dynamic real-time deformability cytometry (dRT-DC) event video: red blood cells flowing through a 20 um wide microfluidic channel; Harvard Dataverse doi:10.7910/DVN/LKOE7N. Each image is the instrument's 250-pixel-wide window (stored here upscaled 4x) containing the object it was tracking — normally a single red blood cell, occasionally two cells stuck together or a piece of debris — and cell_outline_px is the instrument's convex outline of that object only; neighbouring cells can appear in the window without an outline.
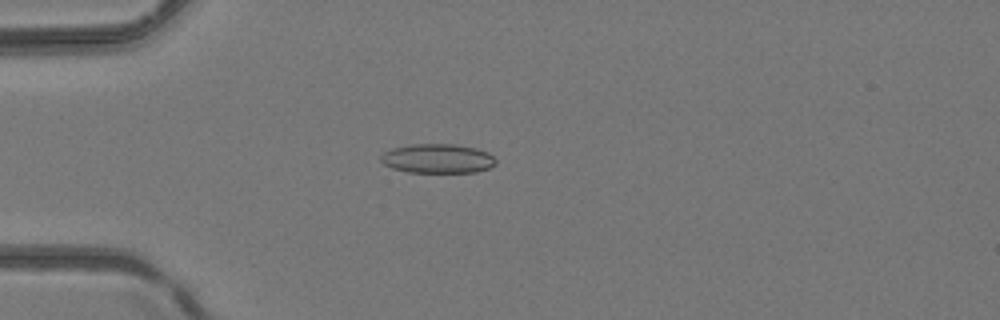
{"species": "common noctule bat (a hibernating species)", "species_latin": "Nyctalus noctula", "temperature_condition": "room temperature", "stored_images_in_passage": 5, "camera_frame_rate_fps": 3000, "um_per_image_px": 0.085, "animal": {"sex": "female", "body_mass_g": 24.6, "forearm_length_mm": 56.2}, "frame": {"image": 1, "passage_image": 4, "time_ms": 1.0, "image_size_px": [1000, 320], "cell_outline_px": [[496, 164], [488, 168], [476, 172], [408, 172], [392, 168], [384, 164], [380, 160], [380, 156], [384, 152], [392, 148], [412, 144], [456, 144], [476, 148], [488, 152], [496, 160]], "centroid_in_image_um": [37.19, 13.47], "position_along_channel_um": 47.8, "area_um2": 19.65}}